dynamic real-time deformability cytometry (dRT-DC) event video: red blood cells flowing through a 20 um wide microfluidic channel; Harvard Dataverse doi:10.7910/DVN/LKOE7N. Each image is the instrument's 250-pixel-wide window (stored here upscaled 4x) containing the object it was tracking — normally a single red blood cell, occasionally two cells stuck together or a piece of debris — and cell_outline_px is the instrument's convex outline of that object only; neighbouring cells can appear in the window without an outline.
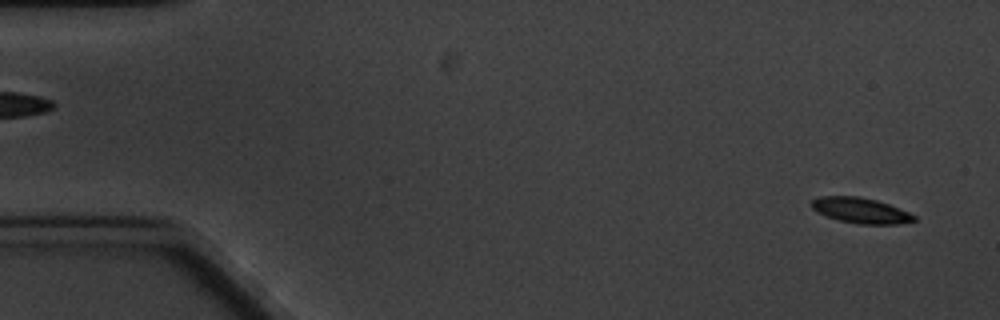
{"species": "common noctule bat (a hibernating species)", "species_latin": "Nyctalus noctula", "temperature_condition": "cold", "stored_images_in_passage": 5, "camera_frame_rate_fps": 3000, "um_per_image_px": 0.085, "animal": {"sex": "male", "body_mass_g": 20.1, "forearm_length_mm": 53.5}, "frame": {"image": 1, "passage_image": 1, "time_ms": 0.0, "image_size_px": [1000, 320], "cell_outline_px": [[916, 220], [896, 224], [856, 224], [840, 220], [828, 216], [812, 208], [808, 204], [812, 200], [820, 196], [860, 196], [876, 200], [888, 204], [908, 212], [916, 216]], "centroid_in_image_um": [73.14, 17.88], "position_along_channel_um": 11.9, "area_um2": 15.09}}
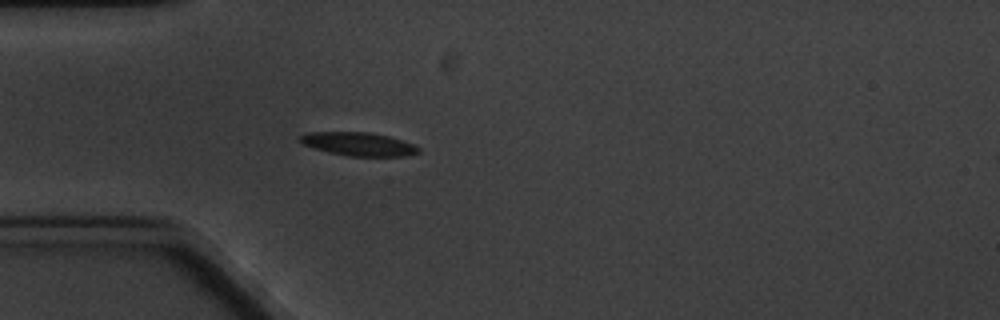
{"frame": {"image": 2, "passage_image": 5, "time_ms": 4.667, "image_size_px": [1000, 320], "cell_outline_px": [[420, 152], [408, 156], [348, 156], [328, 152], [312, 148], [304, 144], [300, 140], [300, 136], [304, 132], [368, 132], [388, 136], [416, 144], [420, 148]], "centroid_in_image_um": [30.5, 12.25], "position_along_channel_um": 54.5, "area_um2": 16.3}}